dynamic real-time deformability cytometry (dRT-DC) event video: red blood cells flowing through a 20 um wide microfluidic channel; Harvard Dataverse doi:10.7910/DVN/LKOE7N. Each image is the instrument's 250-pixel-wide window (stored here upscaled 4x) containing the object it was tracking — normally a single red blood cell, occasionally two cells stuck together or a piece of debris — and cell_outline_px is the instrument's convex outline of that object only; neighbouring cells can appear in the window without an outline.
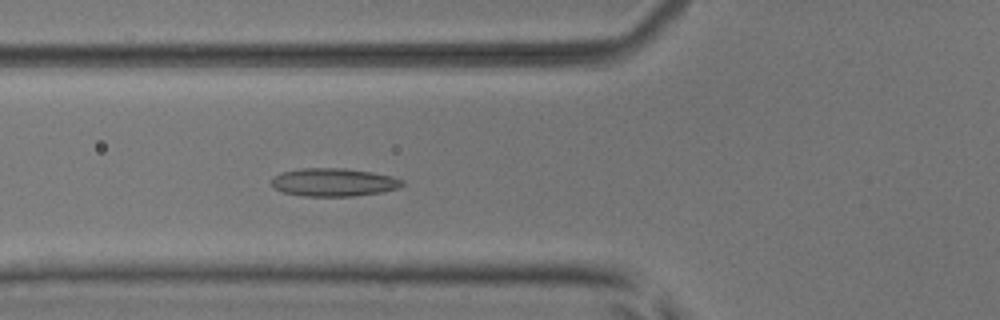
{"species": "common noctule bat (a hibernating species)", "species_latin": "Nyctalus noctula", "temperature_condition": "room temperature", "stored_images_in_passage": 5, "camera_frame_rate_fps": 3000, "um_per_image_px": 0.085, "animal": {"sex": "male", "body_mass_g": 17.9, "forearm_length_mm": 54.2}, "frame": {"image": 1, "passage_image": 5, "time_ms": 4.667, "image_size_px": [1000, 320], "cell_outline_px": [[404, 184], [400, 188], [380, 192], [352, 196], [304, 196], [284, 192], [272, 188], [272, 176], [284, 172], [300, 168], [344, 168], [392, 176], [404, 180]], "centroid_in_image_um": [28.35, 15.49], "position_along_channel_um": 97.4, "area_um2": 21.33}}